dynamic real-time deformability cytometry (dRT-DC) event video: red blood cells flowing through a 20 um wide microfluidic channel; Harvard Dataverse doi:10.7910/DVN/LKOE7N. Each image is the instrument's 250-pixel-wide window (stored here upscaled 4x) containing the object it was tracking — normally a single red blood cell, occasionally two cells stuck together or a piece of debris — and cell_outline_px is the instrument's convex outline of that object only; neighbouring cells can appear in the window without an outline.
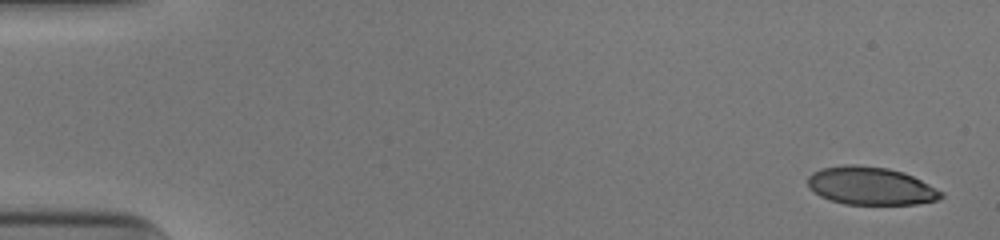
{"species": "human", "species_latin": "Homo sapiens", "temperature_condition": "cold", "stored_images_in_passage": 51, "camera_frame_rate_fps": 3000, "um_per_image_px": 0.085, "donor": {"sex": "male"}, "frame": {"image": 1, "passage_image": 1, "time_ms": 0.0, "image_size_px": [1000, 240], "cell_outline_px": [[944, 196], [936, 200], [916, 204], [844, 204], [820, 196], [808, 184], [808, 176], [812, 172], [824, 168], [844, 164], [856, 164], [888, 168], [904, 172], [944, 192]], "centroid_in_image_um": [74.03, 15.79], "position_along_channel_um": 11.0, "area_um2": 29.3}}
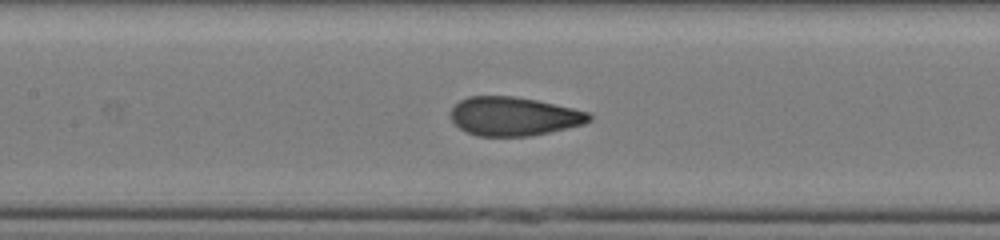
{"frame": {"image": 2, "passage_image": 24, "time_ms": 7.667, "image_size_px": [1000, 240], "cell_outline_px": [[592, 120], [584, 124], [548, 132], [528, 136], [476, 136], [460, 128], [452, 120], [448, 112], [460, 100], [468, 96], [512, 96], [536, 100], [572, 108], [588, 112], [592, 116]], "centroid_in_image_um": [43.65, 9.88], "position_along_channel_um": 163.8, "area_um2": 31.15}}
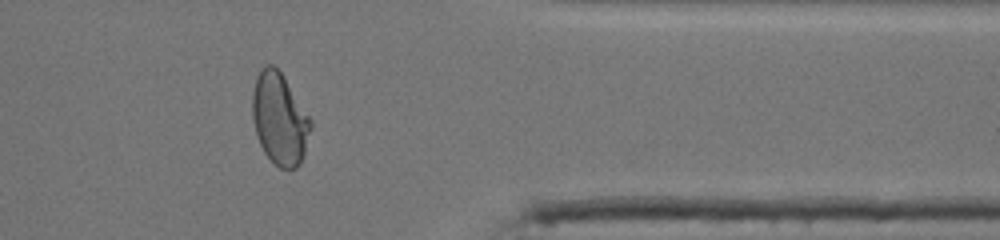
{"frame": {"image": 3, "passage_image": 42, "time_ms": 13.667, "image_size_px": [1000, 240], "cell_outline_px": [[312, 128], [304, 156], [300, 164], [296, 168], [280, 168], [264, 152], [260, 144], [256, 132], [252, 116], [252, 92], [256, 76], [260, 68], [264, 64], [272, 64], [280, 72], [312, 120]], "centroid_in_image_um": [23.77, 10.09], "position_along_channel_um": 387.6, "area_um2": 31.15}, "authors_computed_cell_mechanics": {"area_um2": 31.3854, "velocity_mm_per_s": 3.9529, "shape_relaxation_time_tau1_ms": 5.7388, "shape_relaxation_time_tau2_ms": null, "deformation_change_tau1": 0.2009, "deformation_change_tau2": null}}